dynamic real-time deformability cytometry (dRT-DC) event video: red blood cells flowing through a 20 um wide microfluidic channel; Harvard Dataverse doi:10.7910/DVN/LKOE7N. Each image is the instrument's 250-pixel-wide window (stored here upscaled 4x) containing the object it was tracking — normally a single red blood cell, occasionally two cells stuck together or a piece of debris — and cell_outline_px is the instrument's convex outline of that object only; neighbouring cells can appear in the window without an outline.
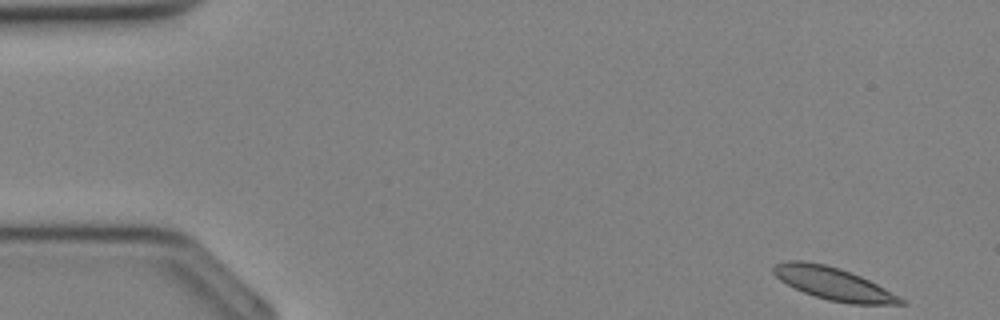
{"species": "Egyptian fruit bat (a non-hibernating species)", "species_latin": "Rousettus aegyptiacus", "temperature_condition": "cold", "stored_images_in_passage": 34, "camera_frame_rate_fps": 3000, "um_per_image_px": 0.085, "animal": {"sex": "female"}, "frame": {"image": 1, "passage_image": 1, "time_ms": 0.0, "image_size_px": [1000, 320], "cell_outline_px": [[908, 304], [852, 304], [828, 300], [804, 292], [780, 280], [772, 272], [772, 268], [776, 264], [784, 260], [800, 260], [824, 264], [840, 268], [860, 276], [884, 288], [904, 300]], "centroid_in_image_um": [70.8, 24.1], "position_along_channel_um": 14.2, "area_um2": 23.76}}
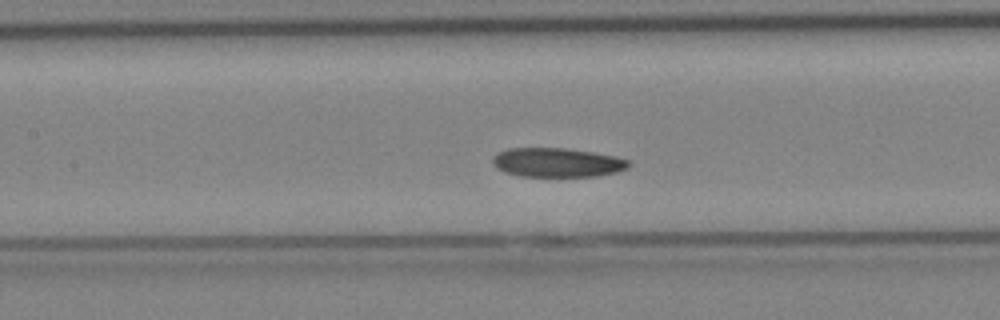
{"frame": {"image": 2, "passage_image": 15, "time_ms": 4.667, "image_size_px": [1000, 320], "cell_outline_px": [[632, 164], [628, 168], [616, 172], [596, 176], [520, 176], [504, 172], [496, 168], [492, 160], [500, 152], [508, 148], [564, 148], [592, 152], [616, 156], [628, 160]], "centroid_in_image_um": [47.39, 13.81], "position_along_channel_um": 160.0, "area_um2": 23.0}}
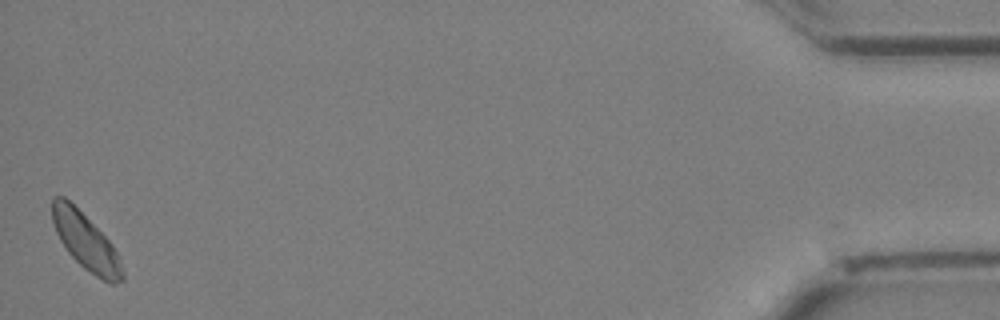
{"frame": {"image": 3, "passage_image": 34, "time_ms": 11.0, "image_size_px": [1000, 320], "cell_outline_px": [[124, 280], [112, 284], [108, 284], [84, 268], [68, 252], [60, 240], [56, 232], [52, 220], [52, 196], [64, 196], [112, 244], [120, 260], [124, 272]], "centroid_in_image_um": [7.29, 20.57], "position_along_channel_um": 427.9, "area_um2": 22.6}}